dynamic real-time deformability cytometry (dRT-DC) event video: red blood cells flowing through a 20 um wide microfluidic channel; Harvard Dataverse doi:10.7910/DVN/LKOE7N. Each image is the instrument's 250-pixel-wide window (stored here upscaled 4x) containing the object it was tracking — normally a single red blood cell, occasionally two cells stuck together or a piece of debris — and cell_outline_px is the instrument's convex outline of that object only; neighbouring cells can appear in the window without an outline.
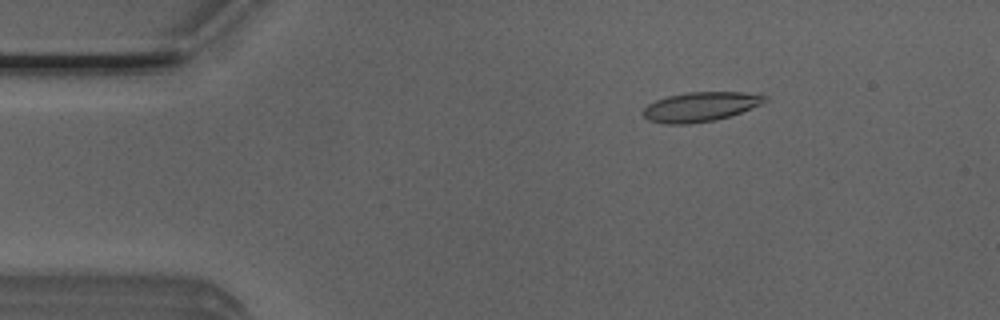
{"species": "Egyptian fruit bat (a non-hibernating species)", "species_latin": "Rousettus aegyptiacus", "temperature_condition": "room temperature", "stored_images_in_passage": 52, "camera_frame_rate_fps": 3000, "um_per_image_px": 0.085, "animal": {"sex": "male"}, "frame": {"image": 1, "passage_image": 8, "time_ms": 2.333, "image_size_px": [1000, 320], "cell_outline_px": [[768, 100], [760, 104], [740, 112], [716, 120], [688, 124], [664, 124], [648, 120], [640, 112], [648, 104], [656, 100], [668, 96], [684, 92], [740, 92], [768, 96]], "centroid_in_image_um": [59.48, 9.08], "position_along_channel_um": 25.5, "area_um2": 20.87}}
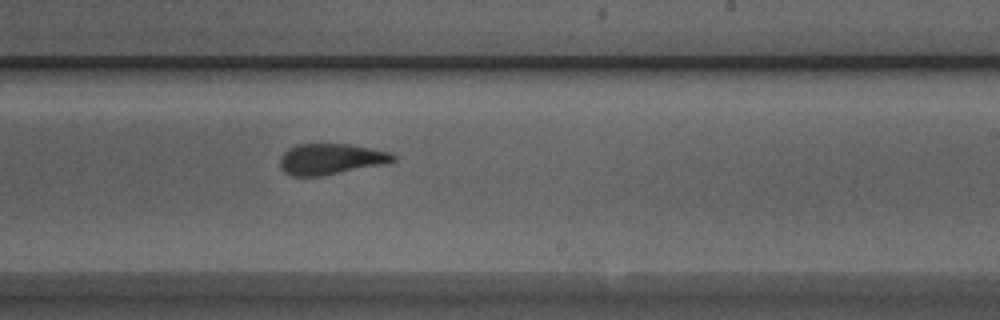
{"frame": {"image": 2, "passage_image": 31, "time_ms": 10.0, "image_size_px": [1000, 320], "cell_outline_px": [[396, 160], [388, 164], [320, 176], [292, 176], [284, 172], [280, 168], [280, 156], [288, 148], [296, 144], [348, 144], [392, 152], [396, 156]], "centroid_in_image_um": [28.14, 13.52], "position_along_channel_um": 260.9, "area_um2": 20.63}}
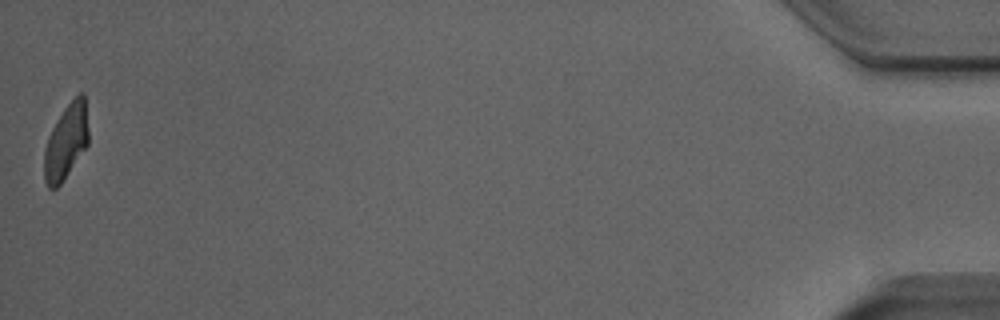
{"frame": {"image": 3, "passage_image": 52, "time_ms": 17.0, "image_size_px": [1000, 320], "cell_outline_px": [[88, 144], [60, 184], [56, 188], [48, 188], [44, 180], [44, 148], [48, 136], [56, 120], [64, 108], [80, 92], [84, 92], [88, 128]], "centroid_in_image_um": [5.6, 12.03], "position_along_channel_um": 429.6, "area_um2": 19.25}, "authors_computed_cell_mechanics": {"area_um2": 20.8658, "velocity_mm_per_s": 3.8883, "shape_relaxation_time_tau1_ms": 4.2735, "shape_relaxation_time_tau2_ms": 1.5027, "deformation_change_tau1": 0.1804, "deformation_change_tau2": 0.1064}}